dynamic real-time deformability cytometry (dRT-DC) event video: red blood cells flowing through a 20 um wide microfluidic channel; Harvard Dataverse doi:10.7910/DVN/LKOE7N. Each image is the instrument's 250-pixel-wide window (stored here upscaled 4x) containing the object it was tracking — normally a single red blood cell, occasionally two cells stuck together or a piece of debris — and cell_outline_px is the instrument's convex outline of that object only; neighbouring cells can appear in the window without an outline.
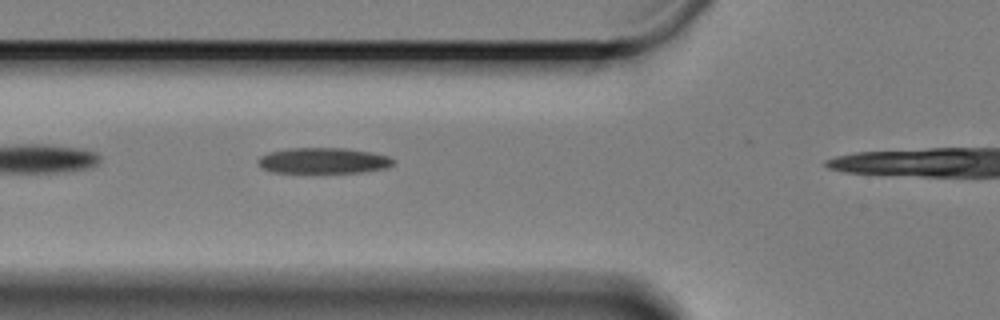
{"species": "Egyptian fruit bat (a non-hibernating species)", "species_latin": "Rousettus aegyptiacus", "temperature_condition": "cold", "stored_images_in_passage": 31, "camera_frame_rate_fps": 3000, "um_per_image_px": 0.085, "animal": {"sex": "female"}, "frame": {"image": 1, "passage_image": 3, "time_ms": 0.667, "image_size_px": [1000, 320], "cell_outline_px": [[396, 160], [388, 168], [360, 172], [272, 172], [264, 168], [260, 164], [260, 156], [272, 152], [288, 148], [344, 148], [368, 152], [388, 156]], "centroid_in_image_um": [27.54, 13.65], "position_along_channel_um": 98.3, "area_um2": 19.88}}
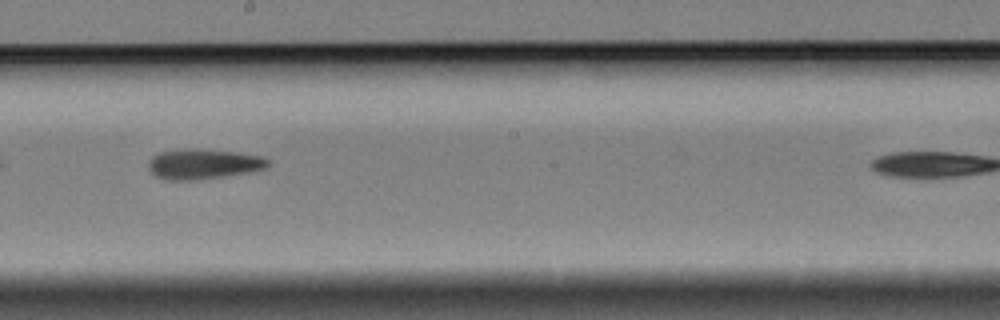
{"frame": {"image": 2, "passage_image": 15, "time_ms": 4.667, "image_size_px": [1000, 320], "cell_outline_px": [[268, 168], [248, 172], [200, 180], [168, 180], [156, 176], [148, 168], [148, 164], [152, 156], [160, 152], [184, 148], [204, 148], [236, 152], [264, 156], [268, 160]], "centroid_in_image_um": [17.29, 13.93], "position_along_channel_um": 230.9, "area_um2": 21.27}}
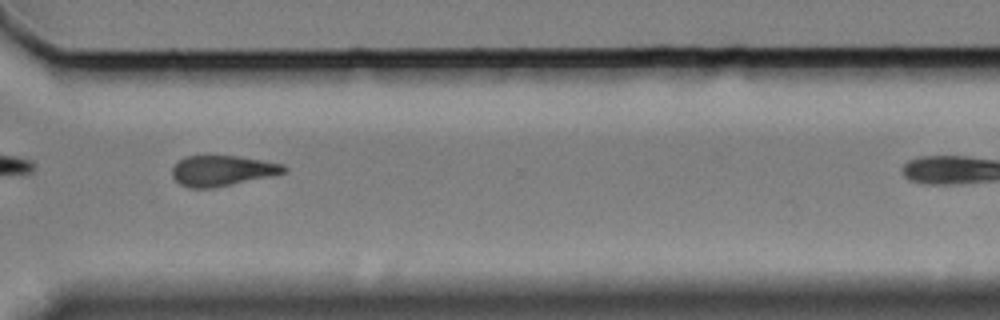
{"frame": {"image": 3, "passage_image": 26, "time_ms": 8.333, "image_size_px": [1000, 320], "cell_outline_px": [[288, 168], [284, 172], [268, 176], [232, 184], [212, 188], [188, 188], [180, 184], [172, 176], [172, 168], [180, 160], [188, 156], [236, 156], [284, 164]], "centroid_in_image_um": [18.86, 14.51], "position_along_channel_um": 351.7, "area_um2": 19.48}}